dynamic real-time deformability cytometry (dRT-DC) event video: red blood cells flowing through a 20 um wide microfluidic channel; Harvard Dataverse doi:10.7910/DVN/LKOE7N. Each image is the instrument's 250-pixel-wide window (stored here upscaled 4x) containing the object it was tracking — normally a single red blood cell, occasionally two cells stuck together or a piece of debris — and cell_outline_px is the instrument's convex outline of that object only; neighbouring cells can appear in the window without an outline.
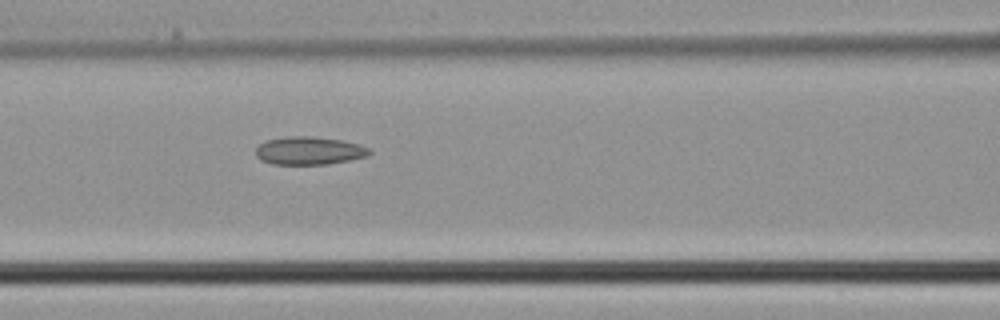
{"species": "common noctule bat (a hibernating species)", "species_latin": "Nyctalus noctula", "temperature_condition": "cold", "stored_images_in_passage": 6, "segment_of_instrument_passage": [1, 2], "camera_frame_rate_fps": 3000, "um_per_image_px": 0.085, "animal": {"sex": "male", "body_mass_g": 21.5, "forearm_length_mm": 52.0}, "frame": {"image": 1, "passage_image": 5, "time_ms": 1.333, "image_size_px": [1000, 320], "cell_outline_px": [[372, 152], [368, 156], [352, 160], [328, 164], [272, 164], [260, 160], [256, 156], [256, 148], [260, 144], [268, 140], [284, 136], [312, 136], [344, 140], [360, 144], [368, 148]], "centroid_in_image_um": [26.3, 12.8], "position_along_channel_um": 140.3, "area_um2": 18.79}}